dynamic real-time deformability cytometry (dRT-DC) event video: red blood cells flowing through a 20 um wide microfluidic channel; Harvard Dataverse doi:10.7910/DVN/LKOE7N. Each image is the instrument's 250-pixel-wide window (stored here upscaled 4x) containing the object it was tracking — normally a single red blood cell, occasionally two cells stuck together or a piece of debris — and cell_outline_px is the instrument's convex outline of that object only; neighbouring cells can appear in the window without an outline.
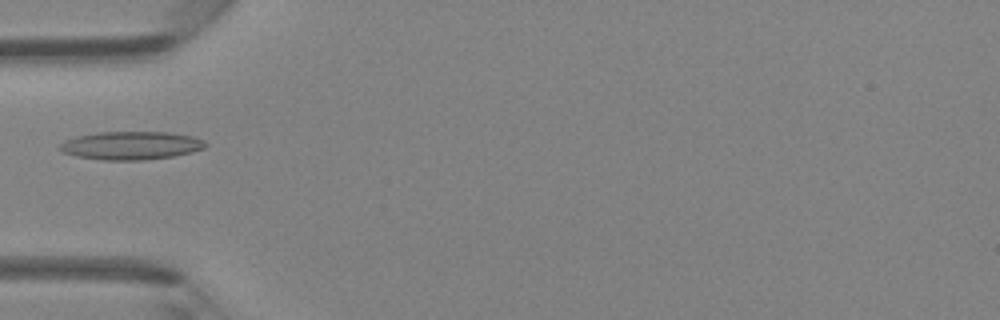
{"species": "Egyptian fruit bat (a non-hibernating species)", "species_latin": "Rousettus aegyptiacus", "temperature_condition": "room temperature", "stored_images_in_passage": 6, "camera_frame_rate_fps": 3000, "um_per_image_px": 0.085, "animal": {"sex": "female"}, "frame": {"image": 1, "passage_image": 5, "time_ms": 5.0, "image_size_px": [1000, 320], "cell_outline_px": [[208, 144], [204, 148], [192, 152], [172, 156], [144, 160], [100, 160], [76, 156], [64, 152], [60, 148], [60, 144], [64, 140], [76, 136], [100, 132], [168, 132], [192, 136], [204, 140]], "centroid_in_image_um": [11.15, 12.37], "position_along_channel_um": 73.8, "area_um2": 23.93}}
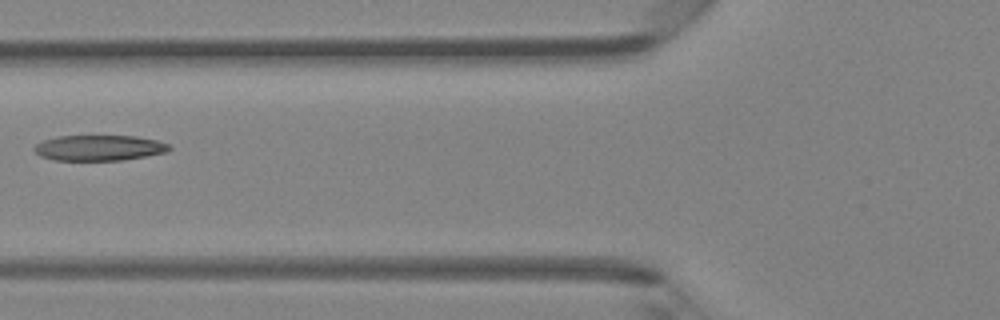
{"frame": {"image": 2, "passage_image": 6, "time_ms": 6.0, "image_size_px": [1000, 320], "cell_outline_px": [[172, 148], [168, 152], [120, 160], [52, 160], [40, 156], [32, 148], [36, 144], [44, 140], [56, 136], [136, 136], [156, 140], [168, 144]], "centroid_in_image_um": [8.41, 12.56], "position_along_channel_um": 117.4, "area_um2": 20.06}}